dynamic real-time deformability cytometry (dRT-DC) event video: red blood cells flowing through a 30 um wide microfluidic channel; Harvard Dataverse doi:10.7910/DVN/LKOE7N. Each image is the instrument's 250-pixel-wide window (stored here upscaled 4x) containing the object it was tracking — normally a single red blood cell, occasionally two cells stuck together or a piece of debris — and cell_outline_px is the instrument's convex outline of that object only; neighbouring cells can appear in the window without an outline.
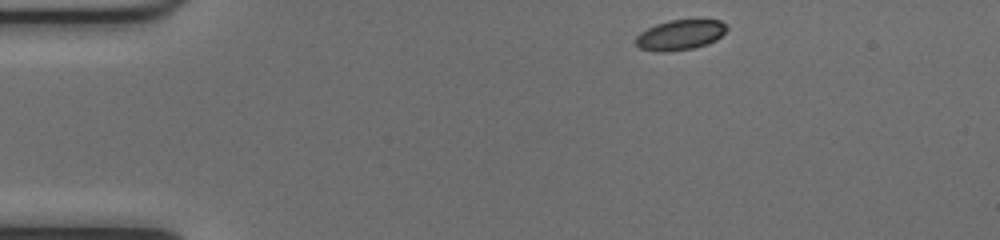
{"species": "common noctule bat (a hibernating species)", "species_latin": "Nyctalus noctula", "temperature_condition": "cold", "stored_images_in_passage": 44, "camera_frame_rate_fps": 3000, "um_per_image_px": 0.085, "animal": {"sex": "female", "body_mass_g": 17.0, "forearm_length_mm": 48.0}, "frame": {"image": 1, "passage_image": 1, "time_ms": 0.0, "image_size_px": [1000, 240], "cell_outline_px": [[728, 28], [716, 40], [708, 44], [692, 48], [668, 52], [660, 52], [640, 48], [636, 44], [636, 36], [640, 32], [656, 24], [668, 20], [720, 20]], "centroid_in_image_um": [57.8, 2.97], "position_along_channel_um": 27.2, "area_um2": 15.9}}
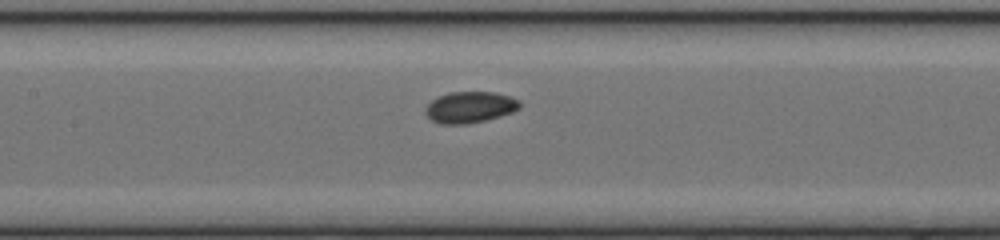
{"frame": {"image": 2, "passage_image": 17, "time_ms": 5.333, "image_size_px": [1000, 240], "cell_outline_px": [[520, 108], [512, 112], [500, 116], [484, 120], [464, 124], [440, 124], [432, 120], [424, 112], [424, 108], [432, 100], [448, 92], [496, 92], [520, 100]], "centroid_in_image_um": [39.93, 9.11], "position_along_channel_um": 167.5, "area_um2": 17.11}}
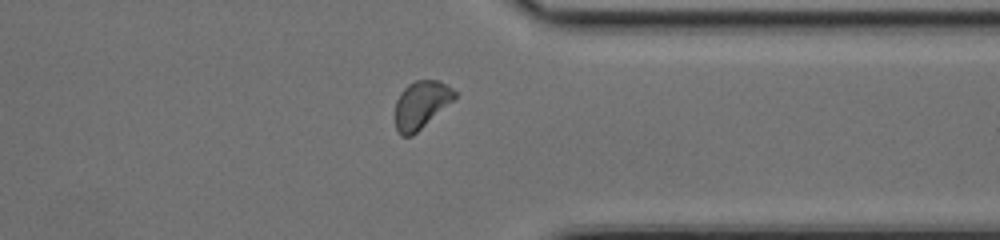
{"frame": {"image": 3, "passage_image": 33, "time_ms": 10.667, "image_size_px": [1000, 240], "cell_outline_px": [[456, 96], [452, 100], [412, 136], [400, 136], [396, 128], [396, 100], [400, 92], [408, 84], [416, 80], [440, 80], [452, 88], [456, 92]], "centroid_in_image_um": [35.77, 8.88], "position_along_channel_um": 375.6, "area_um2": 16.18}, "authors_computed_cell_mechanics": {"area_um2": 16.7042, "velocity_mm_per_s": 3.9764, "shape_relaxation_time_tau1_ms": 8.0117, "shape_relaxation_time_tau2_ms": null, "deformation_change_tau1": 0.1327, "deformation_change_tau2": null}}